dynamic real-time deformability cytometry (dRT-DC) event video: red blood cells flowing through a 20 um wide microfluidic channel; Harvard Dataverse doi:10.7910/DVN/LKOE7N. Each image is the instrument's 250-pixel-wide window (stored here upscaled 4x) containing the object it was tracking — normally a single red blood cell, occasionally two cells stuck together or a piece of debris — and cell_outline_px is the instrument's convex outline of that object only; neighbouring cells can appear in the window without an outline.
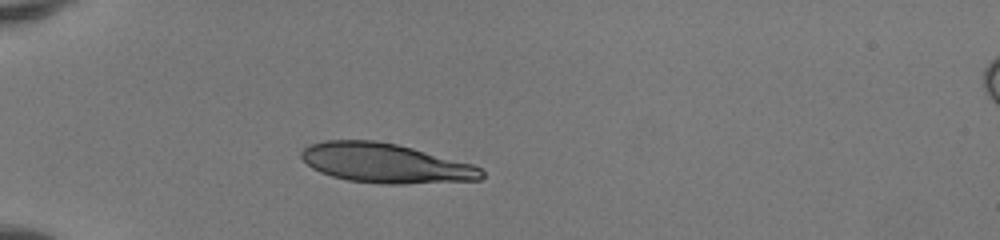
{"species": "human", "species_latin": "Homo sapiens", "temperature_condition": "room temperature", "stored_images_in_passage": 35, "camera_frame_rate_fps": 3000, "um_per_image_px": 0.085, "donor": {"sex": "female"}, "frame": {"image": 1, "passage_image": 1, "time_ms": 0.0, "image_size_px": [1000, 240], "cell_outline_px": [[484, 176], [480, 180], [404, 184], [380, 184], [348, 180], [332, 176], [320, 172], [312, 168], [300, 156], [300, 152], [308, 144], [324, 140], [376, 140], [396, 144], [412, 148], [472, 164], [480, 168], [484, 172]], "centroid_in_image_um": [32.74, 13.87], "position_along_channel_um": 52.3, "area_um2": 41.5}}
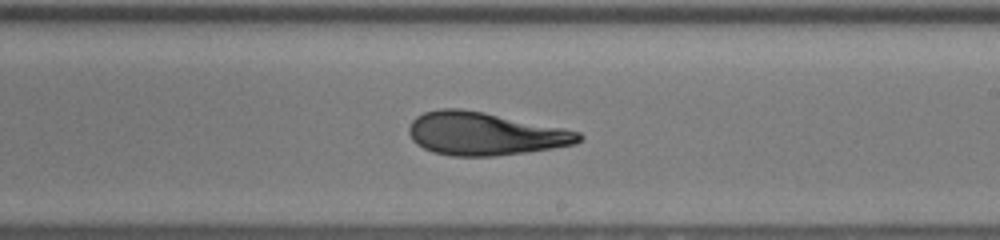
{"frame": {"image": 2, "passage_image": 17, "time_ms": 5.333, "image_size_px": [1000, 240], "cell_outline_px": [[584, 136], [576, 144], [552, 148], [524, 152], [492, 156], [452, 156], [432, 152], [416, 144], [412, 140], [408, 132], [408, 128], [412, 120], [416, 116], [424, 112], [440, 108], [460, 108], [484, 112], [564, 128], [580, 132]], "centroid_in_image_um": [41.18, 11.36], "position_along_channel_um": 247.8, "area_um2": 42.6}}
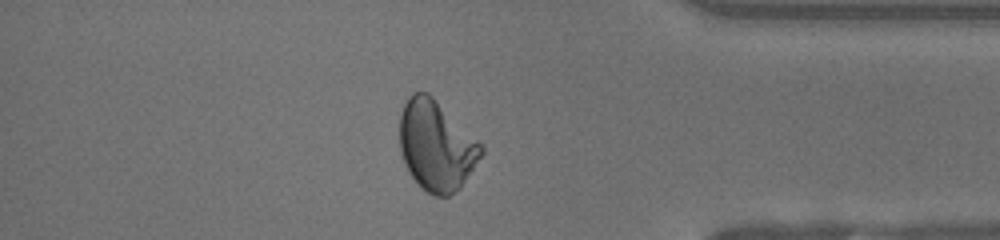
{"frame": {"image": 3, "passage_image": 29, "time_ms": 9.333, "image_size_px": [1000, 240], "cell_outline_px": [[484, 152], [460, 188], [456, 192], [448, 196], [436, 196], [428, 192], [408, 172], [404, 164], [400, 152], [400, 116], [404, 104], [408, 96], [412, 92], [428, 92], [484, 144]], "centroid_in_image_um": [37.1, 12.36], "position_along_channel_um": 398.1, "area_um2": 42.95}, "authors_computed_cell_mechanics": {"area_um2": 42.3674, "velocity_mm_per_s": 4.176, "shape_relaxation_time_tau1_ms": 9.3753, "shape_relaxation_time_tau2_ms": 1.3845, "deformation_change_tau1": 0.2871, "deformation_change_tau2": 0.0495}}